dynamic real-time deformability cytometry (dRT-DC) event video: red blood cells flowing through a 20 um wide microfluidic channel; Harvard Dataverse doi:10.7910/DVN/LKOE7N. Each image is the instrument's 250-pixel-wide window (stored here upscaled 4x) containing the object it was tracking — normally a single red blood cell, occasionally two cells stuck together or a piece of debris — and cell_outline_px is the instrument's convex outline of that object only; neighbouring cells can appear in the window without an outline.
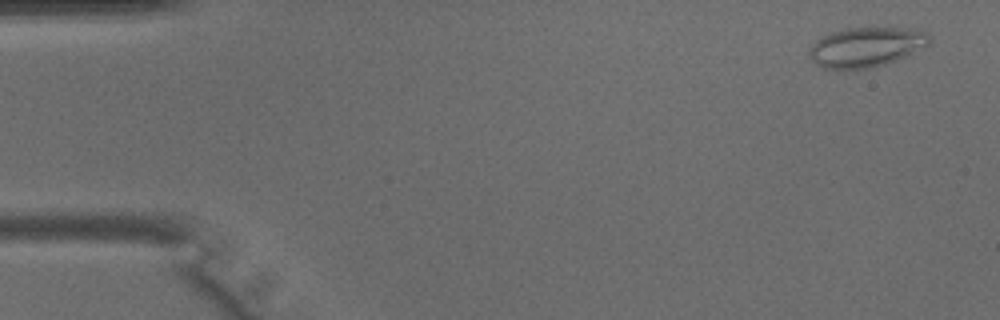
{"species": "common noctule bat (a hibernating species)", "species_latin": "Nyctalus noctula", "temperature_condition": "warm", "stored_images_in_passage": 43, "camera_frame_rate_fps": 3000, "um_per_image_px": 0.085, "animal": {"sex": "male", "body_mass_g": 15.6}, "frame": {"image": 1, "passage_image": 2, "time_ms": 0.333, "image_size_px": [1000, 320], "cell_outline_px": [[932, 40], [928, 44], [904, 56], [884, 64], [872, 68], [824, 68], [816, 64], [812, 60], [808, 52], [812, 44], [816, 40], [832, 32], [848, 28], [920, 28], [928, 32], [932, 36]], "centroid_in_image_um": [73.65, 3.97], "position_along_channel_um": 11.3, "area_um2": 27.57}}
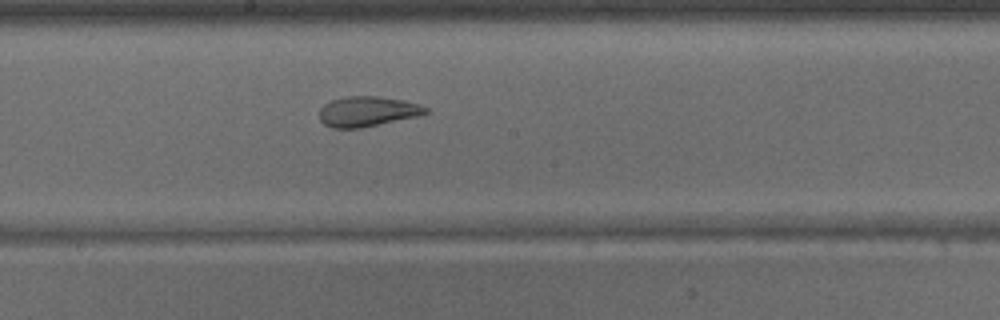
{"frame": {"image": 2, "passage_image": 23, "time_ms": 7.333, "image_size_px": [1000, 320], "cell_outline_px": [[428, 112], [420, 116], [360, 128], [332, 128], [324, 124], [320, 120], [320, 108], [328, 100], [344, 96], [376, 96], [404, 100], [420, 104], [428, 108]], "centroid_in_image_um": [31.23, 9.46], "position_along_channel_um": 217.0, "area_um2": 18.9}}
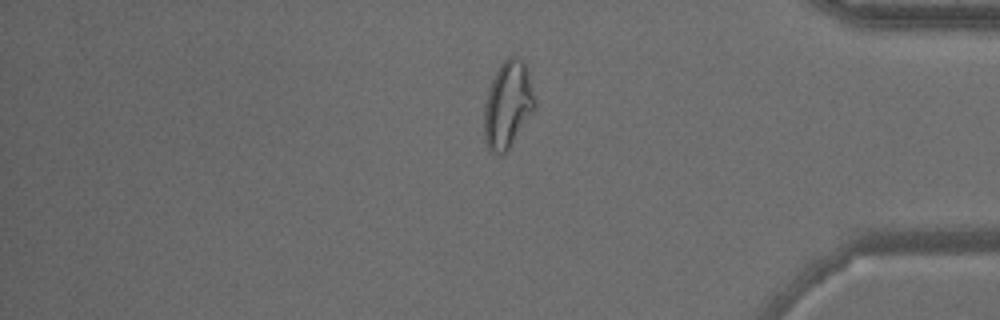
{"frame": {"image": 3, "passage_image": 36, "time_ms": 11.667, "image_size_px": [1000, 320], "cell_outline_px": [[536, 108], [508, 148], [504, 152], [496, 152], [488, 148], [484, 140], [484, 108], [488, 92], [492, 80], [500, 64], [508, 56], [516, 56], [524, 64], [536, 100]], "centroid_in_image_um": [43.16, 8.89], "position_along_channel_um": 392.0, "area_um2": 25.03}}